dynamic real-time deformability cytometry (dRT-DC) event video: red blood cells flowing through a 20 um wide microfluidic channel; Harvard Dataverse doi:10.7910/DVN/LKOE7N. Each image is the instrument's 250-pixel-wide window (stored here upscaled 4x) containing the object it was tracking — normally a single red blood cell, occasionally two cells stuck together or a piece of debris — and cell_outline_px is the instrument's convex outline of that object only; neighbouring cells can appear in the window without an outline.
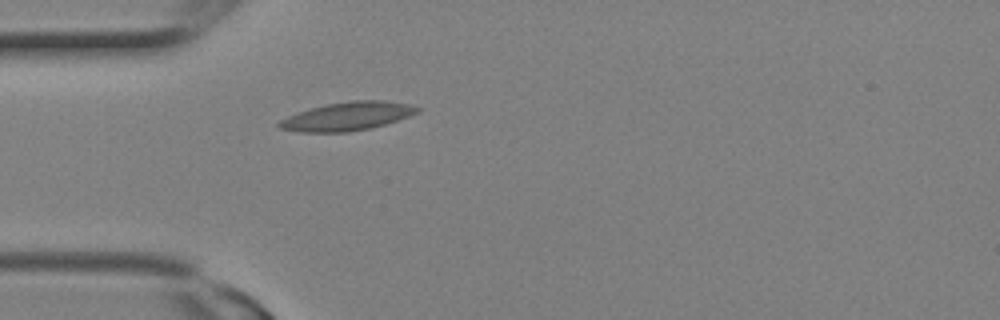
{"species": "Egyptian fruit bat (a non-hibernating species)", "species_latin": "Rousettus aegyptiacus", "temperature_condition": "room temperature", "stored_images_in_passage": 1, "camera_frame_rate_fps": 3000, "um_per_image_px": 0.085, "animal": {"sex": "female"}, "frame": {"image": 1, "passage_image": 1, "time_ms": 0.0, "image_size_px": [1000, 320], "cell_outline_px": [[420, 112], [384, 124], [368, 128], [348, 132], [300, 132], [280, 128], [276, 124], [280, 120], [288, 116], [312, 108], [328, 104], [352, 100], [384, 100], [412, 104], [420, 108]], "centroid_in_image_um": [29.55, 9.88], "position_along_channel_um": 55.4, "area_um2": 22.66}}